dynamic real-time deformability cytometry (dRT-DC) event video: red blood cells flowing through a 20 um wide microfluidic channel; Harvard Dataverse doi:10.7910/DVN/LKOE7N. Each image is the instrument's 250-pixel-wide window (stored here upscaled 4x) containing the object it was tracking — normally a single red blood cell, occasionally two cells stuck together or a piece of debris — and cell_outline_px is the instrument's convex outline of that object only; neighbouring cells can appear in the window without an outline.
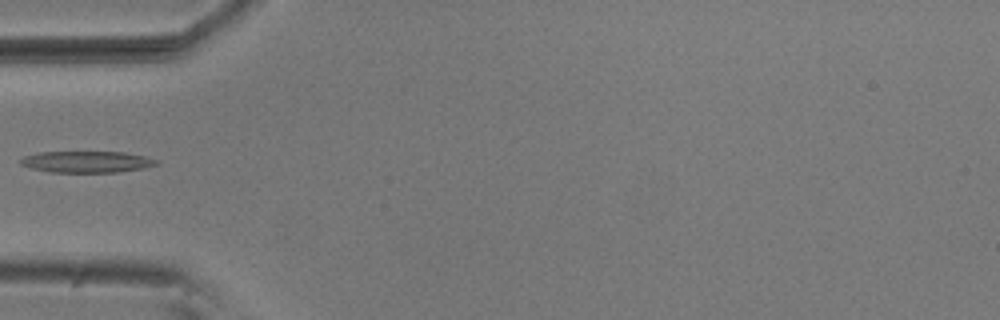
{"species": "common noctule bat (a hibernating species)", "species_latin": "Nyctalus noctula", "temperature_condition": "room temperature", "stored_images_in_passage": 13, "camera_frame_rate_fps": 3000, "um_per_image_px": 0.085, "animal": {"sex": "male", "body_mass_g": 20.5, "forearm_length_mm": 52.5}, "frame": {"image": 1, "passage_image": 1, "time_ms": 0.0, "image_size_px": [1000, 320], "cell_outline_px": [[160, 164], [144, 168], [116, 172], [48, 172], [32, 168], [20, 164], [20, 160], [24, 156], [40, 152], [124, 152], [144, 156], [160, 160]], "centroid_in_image_um": [7.41, 13.75], "position_along_channel_um": 77.6, "area_um2": 16.99}}
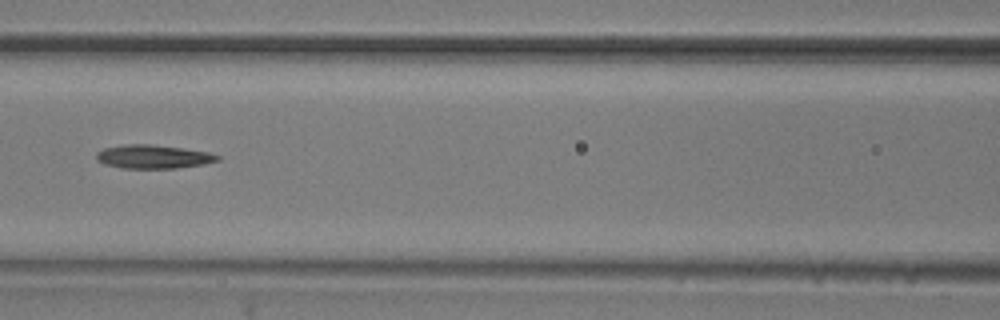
{"frame": {"image": 2, "passage_image": 7, "time_ms": 2.0, "image_size_px": [1000, 320], "cell_outline_px": [[220, 160], [204, 164], [176, 168], [120, 168], [104, 164], [96, 160], [96, 152], [104, 148], [128, 144], [152, 144], [208, 152], [220, 156]], "centroid_in_image_um": [13.0, 13.32], "position_along_channel_um": 153.6, "area_um2": 16.65}}
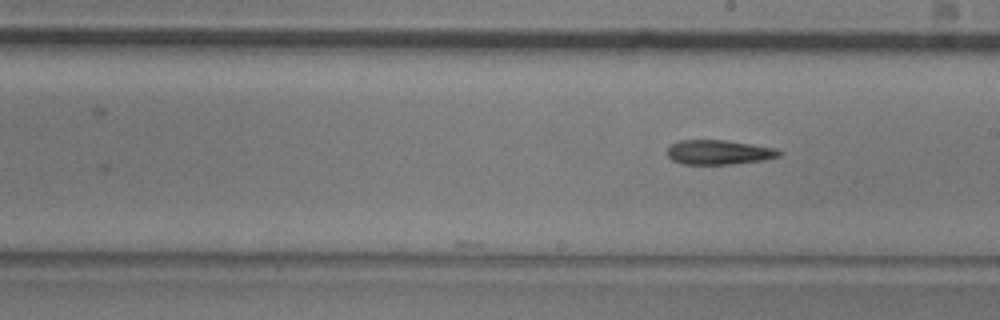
{"frame": {"image": 3, "passage_image": 13, "time_ms": 4.0, "image_size_px": [1000, 320], "cell_outline_px": [[784, 152], [780, 156], [764, 160], [732, 164], [680, 164], [672, 160], [668, 156], [668, 148], [672, 144], [680, 140], [724, 140], [776, 148]], "centroid_in_image_um": [61.12, 12.95], "position_along_channel_um": 227.9, "area_um2": 16.01}}